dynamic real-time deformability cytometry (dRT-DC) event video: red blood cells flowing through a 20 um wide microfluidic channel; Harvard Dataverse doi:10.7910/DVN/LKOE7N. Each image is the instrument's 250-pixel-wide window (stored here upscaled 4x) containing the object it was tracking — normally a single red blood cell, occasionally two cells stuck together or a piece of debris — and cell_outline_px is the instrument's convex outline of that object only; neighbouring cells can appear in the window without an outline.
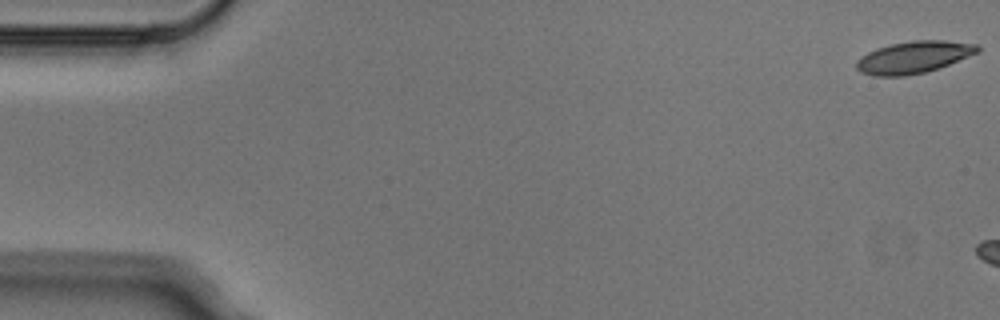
{"species": "Egyptian fruit bat (a non-hibernating species)", "species_latin": "Rousettus aegyptiacus", "temperature_condition": "cold", "stored_images_in_passage": 2, "camera_frame_rate_fps": 3000, "um_per_image_px": 0.085, "animal": {"sex": "male"}, "frame": {"image": 1, "passage_image": 1, "time_ms": 0.0, "image_size_px": [1000, 320], "cell_outline_px": [[980, 52], [948, 64], [924, 72], [904, 76], [872, 76], [860, 72], [856, 68], [856, 60], [860, 56], [876, 48], [892, 44], [912, 40], [944, 40], [976, 44], [980, 48]], "centroid_in_image_um": [77.63, 4.86], "position_along_channel_um": 7.4, "area_um2": 22.54}}